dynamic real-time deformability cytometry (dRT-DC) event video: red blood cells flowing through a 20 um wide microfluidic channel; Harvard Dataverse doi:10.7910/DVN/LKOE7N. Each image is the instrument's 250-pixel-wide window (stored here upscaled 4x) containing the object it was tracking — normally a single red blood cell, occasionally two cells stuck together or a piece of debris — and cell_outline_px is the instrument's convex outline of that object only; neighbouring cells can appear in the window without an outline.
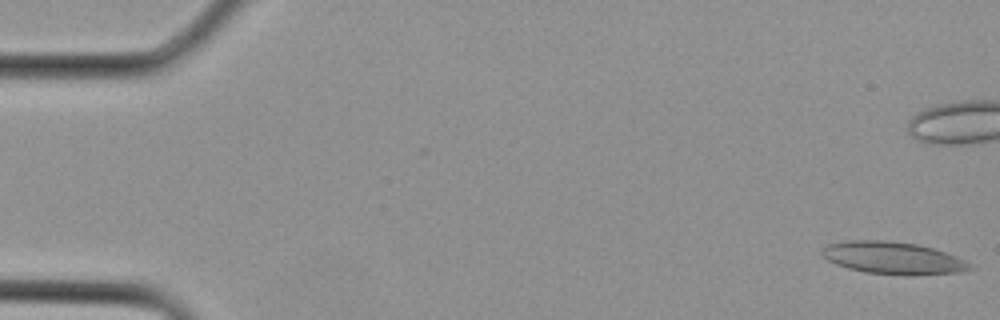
{"species": "Egyptian fruit bat (a non-hibernating species)", "species_latin": "Rousettus aegyptiacus", "temperature_condition": "cold", "stored_images_in_passage": 10, "camera_frame_rate_fps": 3000, "um_per_image_px": 0.085, "animal": {"sex": "female"}, "frame": {"image": 1, "passage_image": 1, "time_ms": 0.0, "image_size_px": [1000, 320], "cell_outline_px": [[976, 268], [964, 272], [916, 276], [904, 276], [864, 272], [848, 268], [836, 264], [828, 260], [820, 252], [820, 248], [828, 244], [848, 240], [888, 240], [916, 244], [932, 248], [968, 260]], "centroid_in_image_um": [75.97, 21.95], "position_along_channel_um": 9.0, "area_um2": 28.5}}